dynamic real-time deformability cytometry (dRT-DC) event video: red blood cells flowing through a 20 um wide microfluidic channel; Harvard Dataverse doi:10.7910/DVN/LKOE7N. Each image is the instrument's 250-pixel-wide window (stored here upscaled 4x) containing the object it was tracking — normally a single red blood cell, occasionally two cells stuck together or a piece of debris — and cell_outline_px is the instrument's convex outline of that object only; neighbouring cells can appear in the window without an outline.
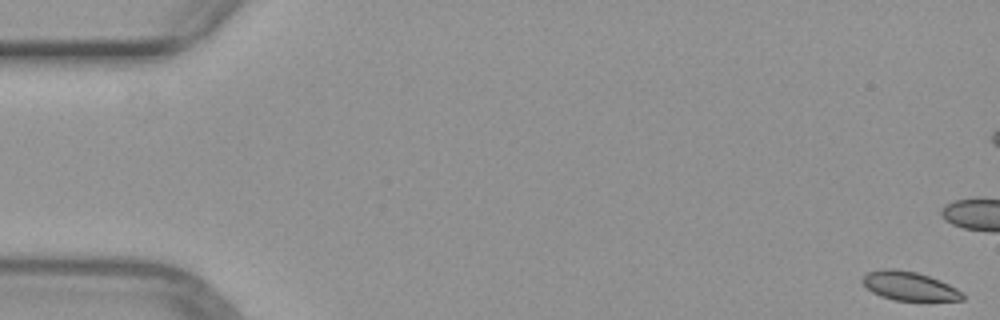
{"species": "common noctule bat (a hibernating species)", "species_latin": "Nyctalus noctula", "temperature_condition": "warm", "stored_images_in_passage": 18, "camera_frame_rate_fps": 3000, "um_per_image_px": 0.085, "animal": {"sex": "female", "body_mass_g": 29.2, "forearm_length_mm": 56.3}, "frame": {"image": 1, "passage_image": 1, "time_ms": 0.0, "image_size_px": [1000, 320], "cell_outline_px": [[964, 300], [892, 300], [880, 296], [872, 292], [860, 280], [868, 272], [880, 268], [896, 268], [916, 272], [940, 280], [964, 292]], "centroid_in_image_um": [77.27, 24.3], "position_along_channel_um": 7.7, "area_um2": 16.88}}